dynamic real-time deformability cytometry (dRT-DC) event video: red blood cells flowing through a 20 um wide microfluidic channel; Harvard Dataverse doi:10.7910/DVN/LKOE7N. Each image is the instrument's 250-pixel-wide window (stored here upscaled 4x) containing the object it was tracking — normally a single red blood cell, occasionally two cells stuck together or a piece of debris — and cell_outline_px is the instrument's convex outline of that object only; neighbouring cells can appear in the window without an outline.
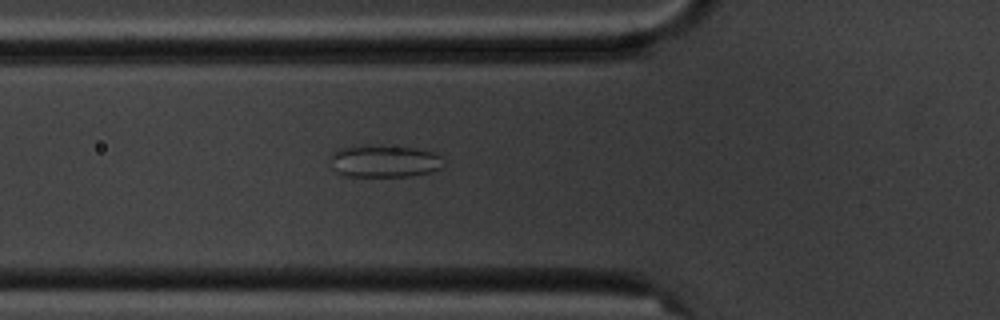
{"species": "common noctule bat (a hibernating species)", "species_latin": "Nyctalus noctula", "temperature_condition": "cold", "stored_images_in_passage": 4, "camera_frame_rate_fps": 3000, "um_per_image_px": 0.085, "animal": {"sex": "male", "body_mass_g": 20.1, "forearm_length_mm": 53.5}, "frame": {"image": 1, "passage_image": 4, "time_ms": 3.333, "image_size_px": [1000, 320], "cell_outline_px": [[444, 164], [440, 168], [432, 172], [412, 176], [340, 176], [336, 172], [332, 156], [332, 152], [340, 148], [364, 144], [416, 148], [432, 152], [444, 156]], "centroid_in_image_um": [32.72, 13.69], "position_along_channel_um": 93.1, "area_um2": 21.56}}